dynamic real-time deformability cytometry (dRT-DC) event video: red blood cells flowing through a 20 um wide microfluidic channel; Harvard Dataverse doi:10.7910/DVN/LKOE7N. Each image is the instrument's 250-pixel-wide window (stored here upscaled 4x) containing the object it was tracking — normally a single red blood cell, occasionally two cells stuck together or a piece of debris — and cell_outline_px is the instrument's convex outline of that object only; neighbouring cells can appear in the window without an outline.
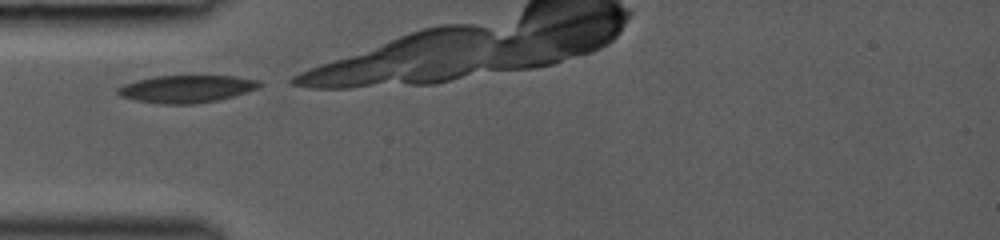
{"species": "common noctule bat (a hibernating species)", "species_latin": "Nyctalus noctula", "temperature_condition": "room temperature", "stored_images_in_passage": 3, "camera_frame_rate_fps": 3000, "um_per_image_px": 0.085, "animal": {"sex": "female", "body_mass_g": 19.0, "forearm_length_mm": 53.3}, "frame": {"image": 1, "passage_image": 1, "time_ms": 0.0, "image_size_px": [1000, 240], "cell_outline_px": [[264, 84], [260, 88], [232, 96], [216, 100], [192, 104], [164, 104], [136, 100], [120, 96], [116, 92], [116, 88], [124, 84], [136, 80], [156, 76], [236, 76], [260, 80]], "centroid_in_image_um": [15.88, 7.55], "position_along_channel_um": 69.1, "area_um2": 22.66}}